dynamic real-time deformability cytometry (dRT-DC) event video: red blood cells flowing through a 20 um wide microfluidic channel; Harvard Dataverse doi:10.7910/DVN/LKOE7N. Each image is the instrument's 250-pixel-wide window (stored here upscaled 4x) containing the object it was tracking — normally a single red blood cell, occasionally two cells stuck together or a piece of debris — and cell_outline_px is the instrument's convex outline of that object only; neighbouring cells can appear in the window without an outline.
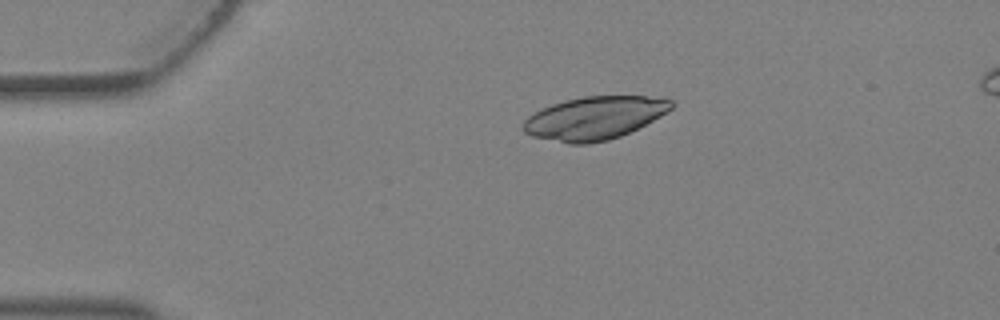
{"species": "Egyptian fruit bat (a non-hibernating species)", "species_latin": "Rousettus aegyptiacus", "temperature_condition": "warm", "stored_images_in_passage": 3, "camera_frame_rate_fps": 3000, "um_per_image_px": 0.085, "animal": {"sex": "female"}, "frame": {"image": 1, "passage_image": 3, "time_ms": 0.667, "image_size_px": [1000, 320], "cell_outline_px": [[676, 104], [672, 108], [660, 116], [620, 136], [608, 140], [588, 144], [568, 144], [532, 136], [524, 132], [524, 120], [528, 116], [552, 104], [564, 100], [584, 96], [644, 96], [672, 100]], "centroid_in_image_um": [50.51, 10.03], "position_along_channel_um": 34.5, "area_um2": 36.76}}